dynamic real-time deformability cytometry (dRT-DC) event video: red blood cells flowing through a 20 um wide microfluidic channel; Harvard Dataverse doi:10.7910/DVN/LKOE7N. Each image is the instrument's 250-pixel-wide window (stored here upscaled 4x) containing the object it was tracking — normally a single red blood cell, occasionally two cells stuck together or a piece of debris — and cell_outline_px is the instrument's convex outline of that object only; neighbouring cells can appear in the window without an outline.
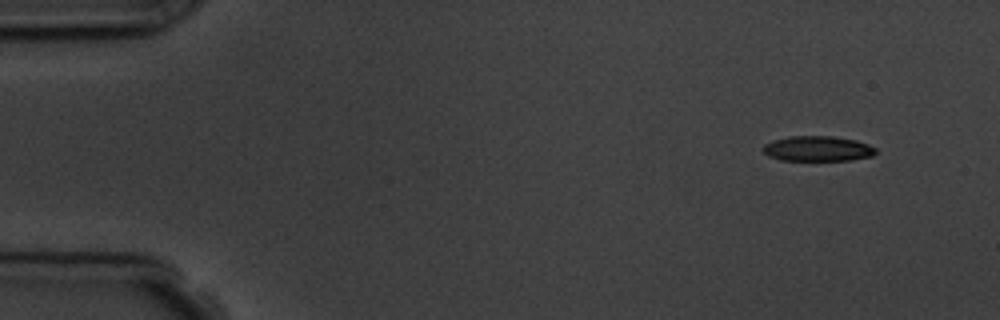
{"species": "common noctule bat (a hibernating species)", "species_latin": "Nyctalus noctula", "temperature_condition": "room temperature", "stored_images_in_passage": 10, "camera_frame_rate_fps": 3000, "um_per_image_px": 0.085, "animal": {"sex": "male", "body_mass_g": 19.5, "forearm_length_mm": 54.6}, "frame": {"image": 1, "passage_image": 1, "time_ms": 0.0, "image_size_px": [1000, 320], "cell_outline_px": [[876, 152], [872, 156], [852, 160], [780, 160], [768, 156], [764, 152], [764, 144], [772, 140], [788, 136], [832, 136], [856, 140], [868, 144], [876, 148]], "centroid_in_image_um": [69.5, 12.63], "position_along_channel_um": 15.5, "area_um2": 16.59}}
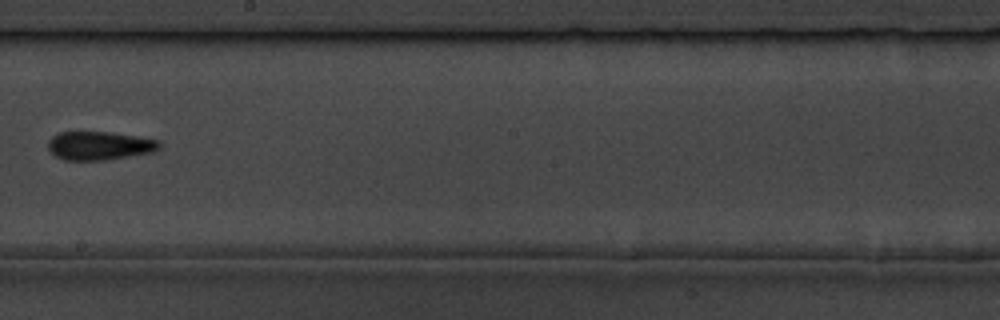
{"frame": {"image": 2, "passage_image": 9, "time_ms": 9.0, "image_size_px": [1000, 320], "cell_outline_px": [[160, 148], [152, 152], [108, 160], [64, 160], [56, 156], [48, 148], [48, 140], [52, 136], [60, 132], [108, 132], [136, 136], [160, 140]], "centroid_in_image_um": [8.45, 12.38], "position_along_channel_um": 239.7, "area_um2": 18.5}}
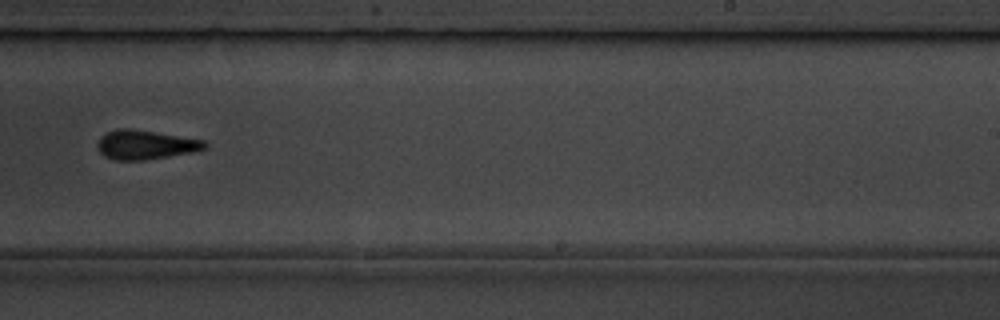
{"frame": {"image": 3, "passage_image": 10, "time_ms": 10.0, "image_size_px": [1000, 320], "cell_outline_px": [[208, 148], [192, 152], [144, 160], [112, 160], [104, 156], [100, 152], [96, 144], [100, 136], [104, 132], [116, 128], [128, 128], [204, 140], [208, 144]], "centroid_in_image_um": [12.31, 12.3], "position_along_channel_um": 276.7, "area_um2": 18.32}}